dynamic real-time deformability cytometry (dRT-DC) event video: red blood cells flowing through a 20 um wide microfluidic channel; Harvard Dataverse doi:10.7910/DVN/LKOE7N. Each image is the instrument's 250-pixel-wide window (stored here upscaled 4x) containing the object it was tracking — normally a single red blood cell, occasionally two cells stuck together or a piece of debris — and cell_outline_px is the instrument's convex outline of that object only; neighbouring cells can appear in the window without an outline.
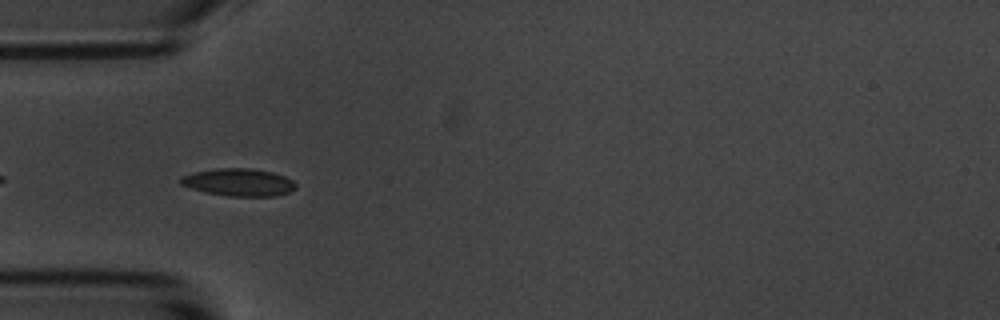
{"species": "common noctule bat (a hibernating species)", "species_latin": "Nyctalus noctula", "temperature_condition": "room temperature", "stored_images_in_passage": 7, "camera_frame_rate_fps": 3000, "um_per_image_px": 0.085, "animal": {"sex": "male", "body_mass_g": 20.1, "forearm_length_mm": 53.5}, "frame": {"image": 1, "passage_image": 3, "time_ms": 0.667, "image_size_px": [1000, 320], "cell_outline_px": [[296, 188], [288, 192], [276, 196], [228, 196], [208, 192], [192, 188], [180, 184], [180, 176], [196, 172], [216, 168], [252, 168], [272, 172], [284, 176], [292, 180], [296, 184]], "centroid_in_image_um": [20.31, 15.49], "position_along_channel_um": 64.7, "area_um2": 18.32}}